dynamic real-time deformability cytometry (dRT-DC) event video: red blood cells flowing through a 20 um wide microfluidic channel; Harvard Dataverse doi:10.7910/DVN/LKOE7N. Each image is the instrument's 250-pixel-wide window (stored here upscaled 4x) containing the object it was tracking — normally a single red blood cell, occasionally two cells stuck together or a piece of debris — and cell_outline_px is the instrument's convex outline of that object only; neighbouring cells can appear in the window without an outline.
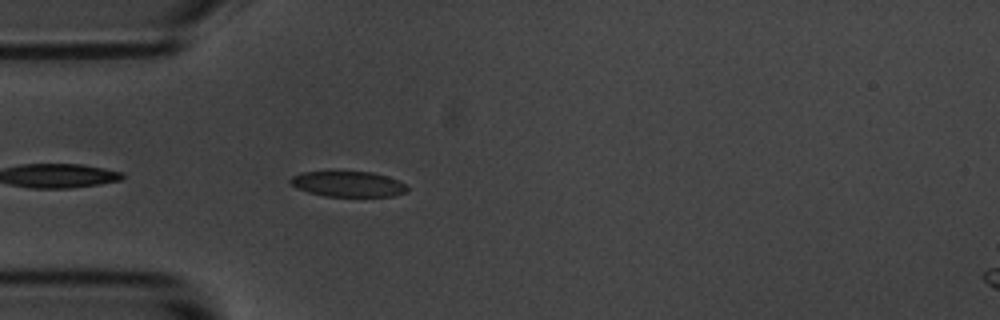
{"species": "common noctule bat (a hibernating species)", "species_latin": "Nyctalus noctula", "temperature_condition": "room temperature", "stored_images_in_passage": 4, "camera_frame_rate_fps": 3000, "um_per_image_px": 0.085, "animal": {"sex": "male", "body_mass_g": 20.1, "forearm_length_mm": 53.5}, "frame": {"image": 1, "passage_image": 4, "time_ms": 3.333, "image_size_px": [1000, 320], "cell_outline_px": [[408, 192], [392, 196], [324, 196], [308, 192], [296, 188], [288, 180], [292, 176], [304, 172], [372, 172], [388, 176], [404, 184], [408, 188]], "centroid_in_image_um": [29.58, 15.65], "position_along_channel_um": 55.4, "area_um2": 17.22}}